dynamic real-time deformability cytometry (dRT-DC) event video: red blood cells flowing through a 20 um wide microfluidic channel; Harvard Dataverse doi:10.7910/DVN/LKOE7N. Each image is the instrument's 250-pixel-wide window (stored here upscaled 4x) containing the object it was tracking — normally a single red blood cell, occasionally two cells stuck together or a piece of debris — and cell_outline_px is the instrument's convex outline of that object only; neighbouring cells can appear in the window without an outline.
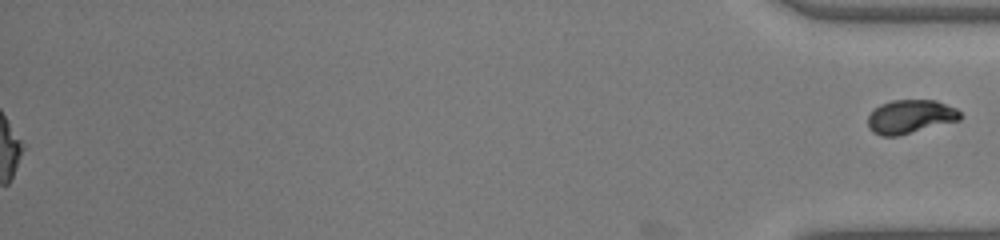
{"species": "common noctule bat (a hibernating species)", "species_latin": "Nyctalus noctula", "temperature_condition": "warm", "stored_images_in_passage": 32, "segment_of_instrument_passage": [2, 2], "camera_frame_rate_fps": 3000, "um_per_image_px": 0.085, "animal": {"sex": "male", "body_mass_g": 19.0, "forearm_length_mm": 50.8}, "frame": {"image": 1, "passage_image": 32, "time_ms": 10.333, "image_size_px": [1000, 240], "cell_outline_px": [[964, 116], [960, 120], [896, 136], [880, 136], [872, 132], [868, 128], [868, 116], [880, 104], [892, 100], [936, 100], [956, 108]], "centroid_in_image_um": [77.38, 9.91], "position_along_channel_um": 357.8, "area_um2": 18.15}}